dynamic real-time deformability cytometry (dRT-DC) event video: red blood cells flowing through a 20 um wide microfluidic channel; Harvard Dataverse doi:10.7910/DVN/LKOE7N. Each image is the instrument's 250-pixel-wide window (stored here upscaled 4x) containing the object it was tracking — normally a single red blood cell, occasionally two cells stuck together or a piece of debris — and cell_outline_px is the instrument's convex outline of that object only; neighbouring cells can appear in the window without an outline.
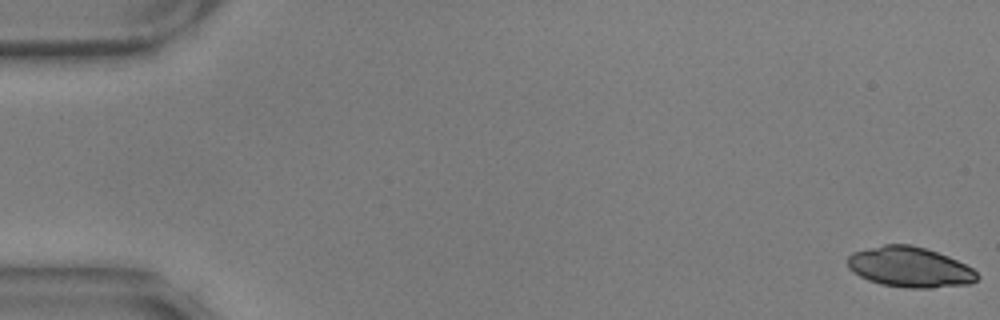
{"species": "common noctule bat (a hibernating species)", "species_latin": "Nyctalus noctula", "temperature_condition": "warm", "stored_images_in_passage": 57, "camera_frame_rate_fps": 3000, "um_per_image_px": 0.085, "animal": {"sex": "male", "body_mass_g": 17.9, "forearm_length_mm": 54.2}, "frame": {"image": 1, "passage_image": 1, "time_ms": 0.0, "image_size_px": [1000, 320], "cell_outline_px": [[980, 276], [976, 280], [968, 284], [932, 288], [908, 288], [880, 284], [868, 280], [852, 272], [848, 268], [848, 256], [852, 252], [884, 244], [912, 244], [948, 256], [972, 268]], "centroid_in_image_um": [77.31, 22.71], "position_along_channel_um": 7.7, "area_um2": 30.46}}
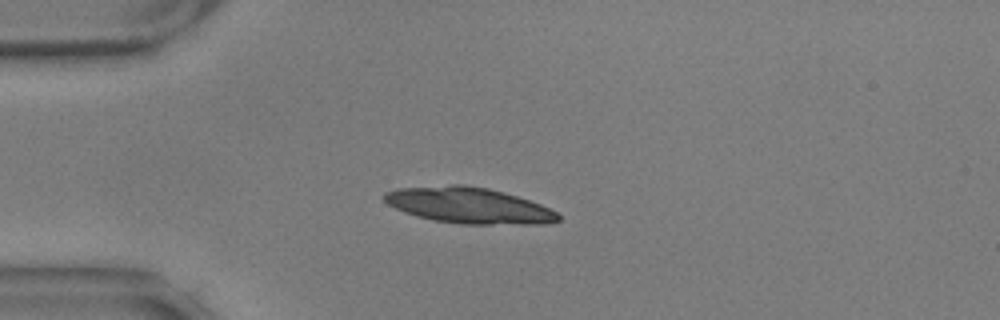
{"frame": {"image": 2, "passage_image": 15, "time_ms": 4.667, "image_size_px": [1000, 320], "cell_outline_px": [[560, 220], [548, 224], [460, 224], [432, 220], [416, 216], [404, 212], [388, 204], [384, 200], [384, 192], [396, 188], [452, 184], [464, 184], [488, 188], [504, 192], [540, 204], [556, 212], [560, 216]], "centroid_in_image_um": [39.83, 17.46], "position_along_channel_um": 45.2, "area_um2": 36.59}}
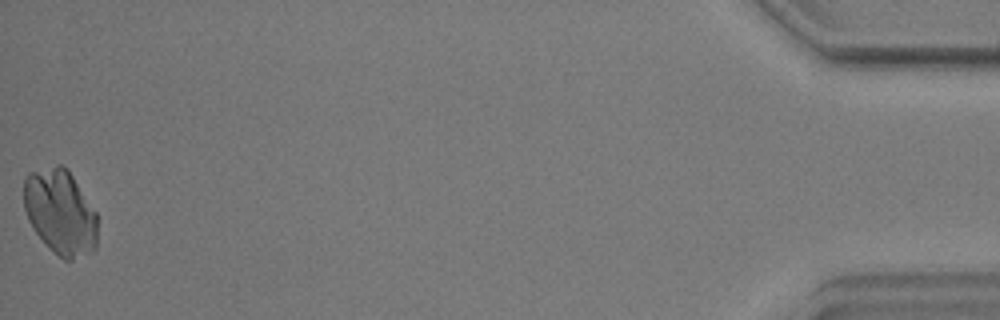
{"frame": {"image": 3, "passage_image": 57, "time_ms": 18.667, "image_size_px": [1000, 320], "cell_outline_px": [[96, 248], [92, 252], [72, 260], [64, 260], [44, 244], [28, 220], [24, 208], [24, 176], [28, 172], [56, 164], [60, 164], [68, 168], [96, 212]], "centroid_in_image_um": [5.11, 18.01], "position_along_channel_um": 430.1, "area_um2": 36.88}}